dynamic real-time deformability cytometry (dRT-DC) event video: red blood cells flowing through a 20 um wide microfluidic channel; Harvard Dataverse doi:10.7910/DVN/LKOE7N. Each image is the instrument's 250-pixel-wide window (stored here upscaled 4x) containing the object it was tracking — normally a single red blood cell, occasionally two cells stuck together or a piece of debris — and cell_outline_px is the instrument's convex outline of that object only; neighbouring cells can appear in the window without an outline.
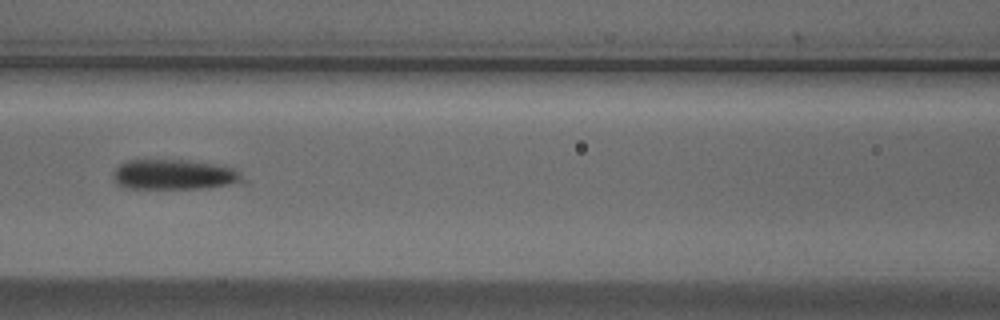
{"species": "Egyptian fruit bat (a non-hibernating species)", "species_latin": "Rousettus aegyptiacus", "temperature_condition": "cold", "stored_images_in_passage": 9, "camera_frame_rate_fps": 3000, "um_per_image_px": 0.085, "animal": {"sex": "male"}, "frame": {"image": 1, "passage_image": 6, "time_ms": 1.667, "image_size_px": [1000, 320], "cell_outline_px": [[248, 184], [204, 188], [120, 188], [116, 184], [112, 176], [112, 172], [120, 164], [128, 160], [192, 160], [216, 164], [232, 168], [240, 172]], "centroid_in_image_um": [14.87, 14.85], "position_along_channel_um": 151.7, "area_um2": 23.35}}
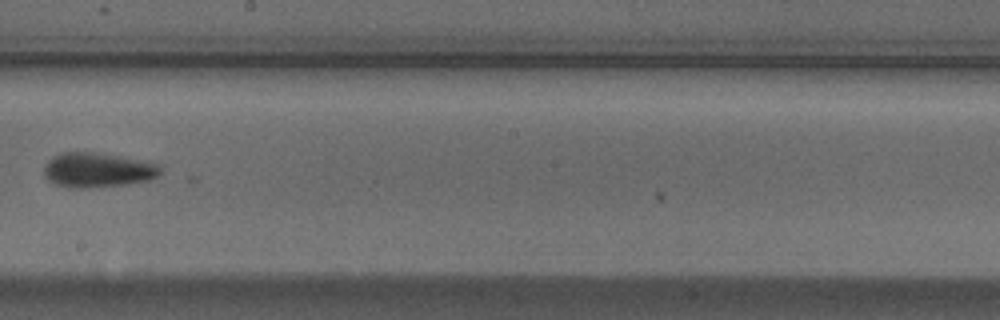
{"frame": {"image": 2, "passage_image": 8, "time_ms": 2.333, "image_size_px": [1000, 320], "cell_outline_px": [[164, 172], [152, 180], [128, 184], [84, 188], [68, 188], [52, 184], [44, 176], [44, 164], [52, 156], [60, 152], [96, 152], [120, 156], [160, 164]], "centroid_in_image_um": [8.3, 14.46], "position_along_channel_um": 239.9, "area_um2": 24.1}}